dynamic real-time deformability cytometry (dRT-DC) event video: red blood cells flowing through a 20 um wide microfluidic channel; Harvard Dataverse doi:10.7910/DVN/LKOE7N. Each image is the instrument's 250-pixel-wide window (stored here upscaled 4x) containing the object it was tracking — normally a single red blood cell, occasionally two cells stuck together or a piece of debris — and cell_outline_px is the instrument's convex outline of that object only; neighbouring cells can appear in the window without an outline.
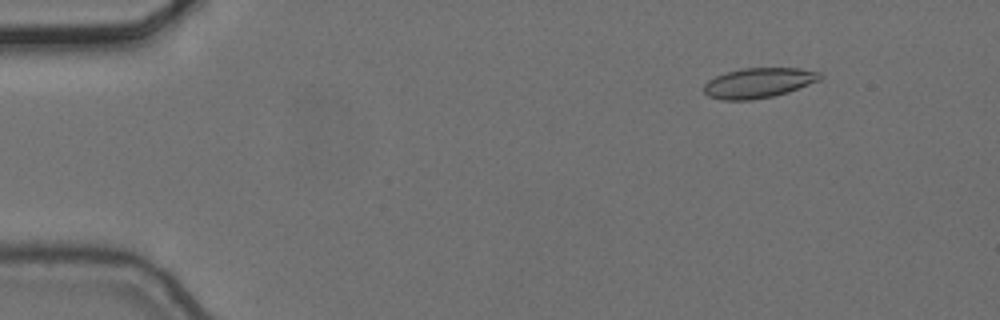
{"species": "common noctule bat (a hibernating species)", "species_latin": "Nyctalus noctula", "temperature_condition": "cold", "stored_images_in_passage": 4, "camera_frame_rate_fps": 3000, "um_per_image_px": 0.085, "animal": {"sex": "female", "body_mass_g": 24.6, "forearm_length_mm": 56.2}, "frame": {"image": 1, "passage_image": 2, "time_ms": 0.333, "image_size_px": [1000, 320], "cell_outline_px": [[824, 76], [820, 80], [788, 92], [772, 96], [752, 100], [724, 100], [708, 96], [704, 92], [704, 84], [708, 80], [716, 76], [740, 68], [800, 68], [820, 72]], "centroid_in_image_um": [64.49, 7.04], "position_along_channel_um": 20.5, "area_um2": 20.35}}
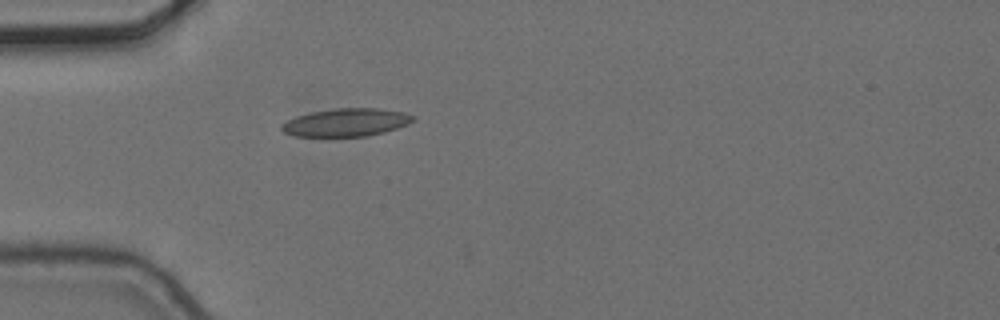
{"frame": {"image": 2, "passage_image": 4, "time_ms": 1.0, "image_size_px": [1000, 320], "cell_outline_px": [[416, 120], [408, 124], [384, 132], [368, 136], [296, 136], [284, 132], [280, 128], [280, 124], [296, 116], [312, 112], [332, 108], [376, 108], [404, 112], [416, 116]], "centroid_in_image_um": [29.45, 10.4], "position_along_channel_um": 55.6, "area_um2": 21.44}}